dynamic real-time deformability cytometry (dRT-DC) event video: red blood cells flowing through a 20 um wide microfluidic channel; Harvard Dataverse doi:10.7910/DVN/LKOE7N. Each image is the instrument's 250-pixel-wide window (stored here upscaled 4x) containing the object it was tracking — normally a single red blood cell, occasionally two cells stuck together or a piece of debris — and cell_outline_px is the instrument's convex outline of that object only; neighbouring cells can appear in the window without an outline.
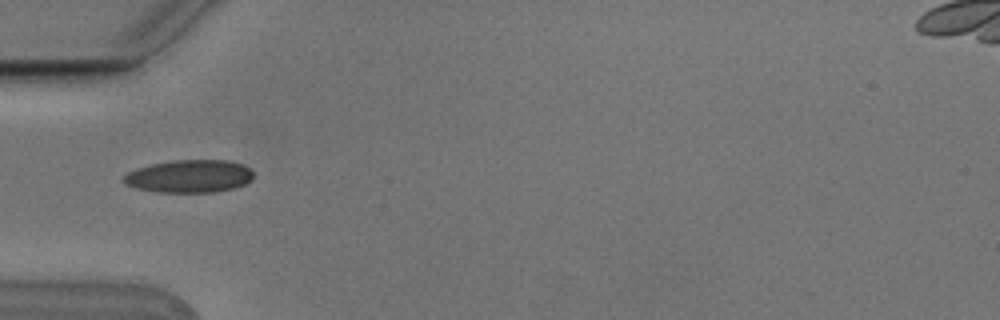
{"species": "Egyptian fruit bat (a non-hibernating species)", "species_latin": "Rousettus aegyptiacus", "temperature_condition": "cold", "stored_images_in_passage": 6, "camera_frame_rate_fps": 3000, "um_per_image_px": 0.085, "animal": {"sex": "male"}, "frame": {"image": 1, "passage_image": 4, "time_ms": 1.0, "image_size_px": [1000, 320], "cell_outline_px": [[252, 180], [244, 184], [232, 188], [212, 192], [156, 192], [136, 188], [124, 184], [120, 180], [128, 172], [136, 168], [152, 164], [172, 160], [228, 160], [244, 164], [252, 172]], "centroid_in_image_um": [16.05, 14.97], "position_along_channel_um": 68.9, "area_um2": 24.85}}